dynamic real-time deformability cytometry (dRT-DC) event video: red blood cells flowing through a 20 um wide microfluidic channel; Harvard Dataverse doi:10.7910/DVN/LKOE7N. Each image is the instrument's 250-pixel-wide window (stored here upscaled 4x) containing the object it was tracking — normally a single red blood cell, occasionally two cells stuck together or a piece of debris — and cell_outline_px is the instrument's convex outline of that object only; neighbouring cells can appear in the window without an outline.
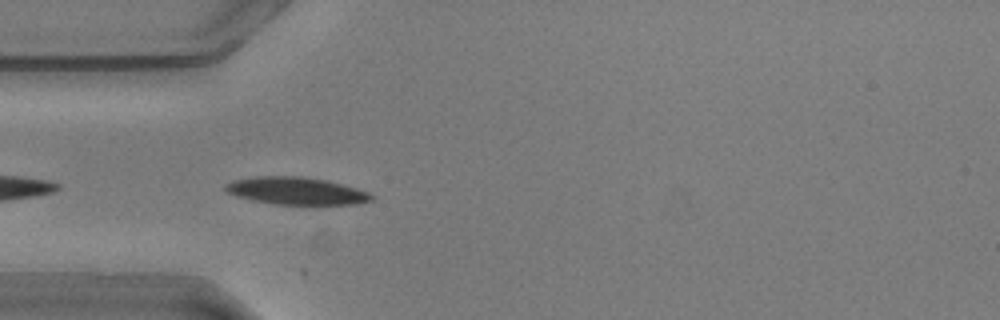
{"species": "common noctule bat (a hibernating species)", "species_latin": "Nyctalus noctula", "temperature_condition": "warm", "stored_images_in_passage": 25, "camera_frame_rate_fps": 3000, "um_per_image_px": 0.085, "animal": {"sex": "male", "body_mass_g": 20.5, "forearm_length_mm": 52.5}, "frame": {"image": 1, "passage_image": 2, "time_ms": 0.333, "image_size_px": [1000, 320], "cell_outline_px": [[376, 196], [372, 200], [356, 204], [316, 208], [272, 204], [252, 200], [236, 196], [228, 192], [224, 188], [224, 184], [232, 180], [256, 176], [304, 176], [328, 180], [356, 188], [368, 192]], "centroid_in_image_um": [25.25, 16.28], "position_along_channel_um": 59.8, "area_um2": 24.68}}
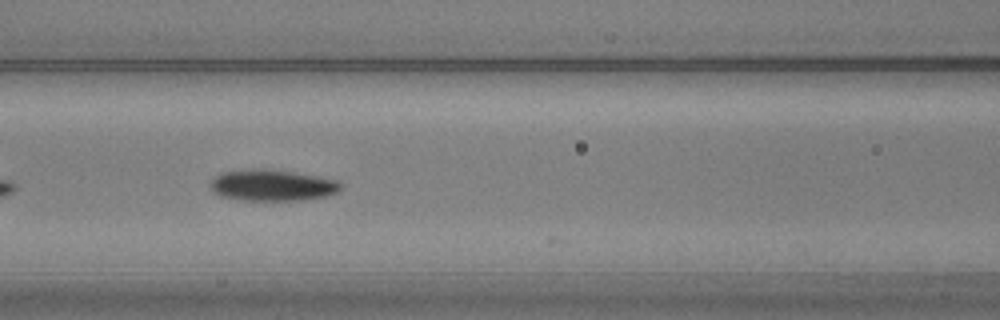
{"frame": {"image": 2, "passage_image": 9, "time_ms": 2.667, "image_size_px": [1000, 320], "cell_outline_px": [[340, 188], [336, 192], [328, 196], [304, 200], [244, 200], [220, 196], [212, 192], [212, 180], [220, 172], [252, 168], [264, 168], [296, 172], [336, 180], [340, 184]], "centroid_in_image_um": [23.12, 15.74], "position_along_channel_um": 143.5, "area_um2": 23.81}}
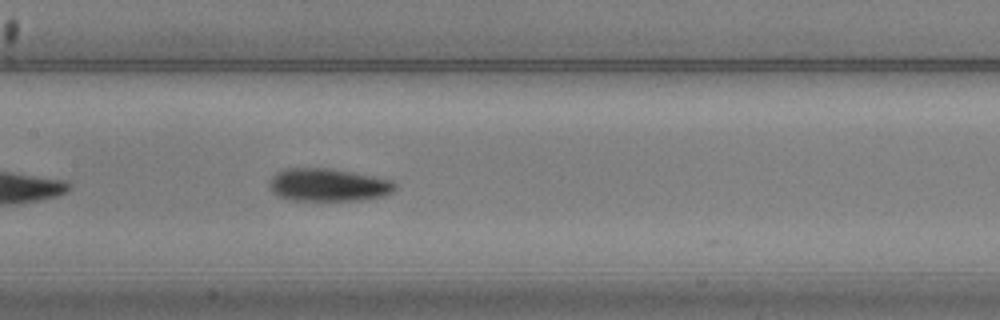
{"frame": {"image": 3, "passage_image": 12, "time_ms": 3.667, "image_size_px": [1000, 320], "cell_outline_px": [[396, 188], [392, 192], [384, 196], [360, 200], [292, 200], [276, 196], [272, 192], [268, 184], [272, 176], [276, 172], [284, 168], [328, 168], [352, 172], [392, 180], [396, 184]], "centroid_in_image_um": [27.86, 15.71], "position_along_channel_um": 179.5, "area_um2": 24.16}}